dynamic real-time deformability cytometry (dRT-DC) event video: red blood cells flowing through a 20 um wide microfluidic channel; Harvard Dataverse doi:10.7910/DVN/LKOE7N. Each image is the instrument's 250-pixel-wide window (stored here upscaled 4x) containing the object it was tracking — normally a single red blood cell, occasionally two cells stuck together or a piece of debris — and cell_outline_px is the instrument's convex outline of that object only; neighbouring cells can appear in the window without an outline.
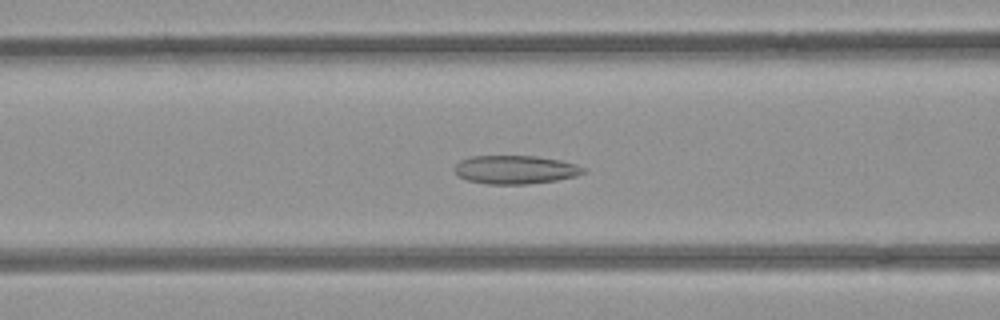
{"species": "common noctule bat (a hibernating species)", "species_latin": "Nyctalus noctula", "temperature_condition": "room temperature", "stored_images_in_passage": 51, "camera_frame_rate_fps": 3000, "um_per_image_px": 0.085, "animal": {"sex": "female", "body_mass_g": 21.9}, "frame": {"image": 1, "passage_image": 20, "time_ms": 6.333, "image_size_px": [1000, 320], "cell_outline_px": [[588, 172], [576, 176], [556, 180], [528, 184], [484, 184], [468, 180], [456, 176], [452, 168], [460, 160], [468, 156], [536, 156], [560, 160], [576, 164], [588, 168]], "centroid_in_image_um": [43.79, 14.42], "position_along_channel_um": 122.8, "area_um2": 21.79}}
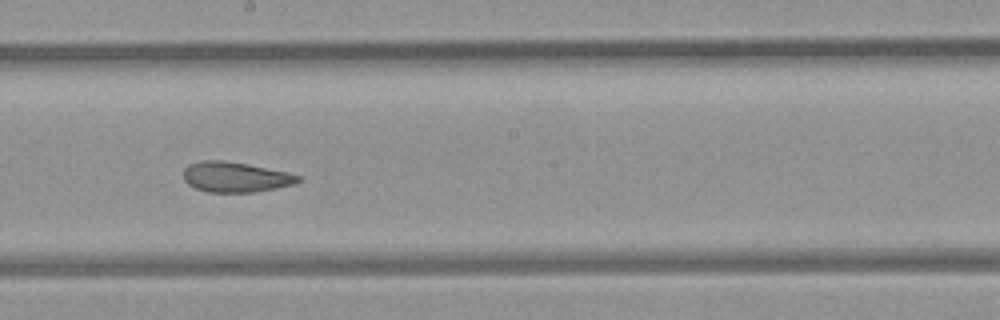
{"frame": {"image": 2, "passage_image": 28, "time_ms": 9.0, "image_size_px": [1000, 320], "cell_outline_px": [[304, 176], [300, 180], [292, 184], [276, 188], [256, 192], [208, 192], [196, 188], [188, 184], [184, 180], [184, 168], [188, 164], [204, 160], [224, 160], [248, 164], [288, 172]], "centroid_in_image_um": [20.02, 15.04], "position_along_channel_um": 228.2, "area_um2": 20.29}}
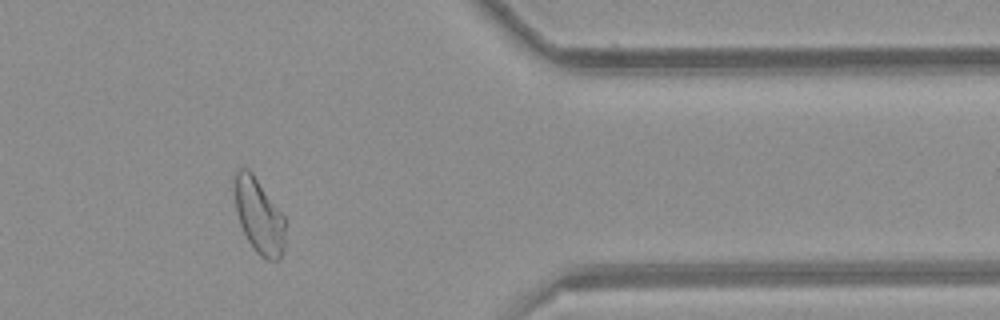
{"frame": {"image": 3, "passage_image": 42, "time_ms": 13.667, "image_size_px": [1000, 320], "cell_outline_px": [[284, 252], [280, 260], [268, 260], [260, 256], [252, 248], [240, 224], [236, 212], [232, 192], [232, 176], [240, 168], [248, 168], [252, 172], [284, 216]], "centroid_in_image_um": [21.96, 18.33], "position_along_channel_um": 389.4, "area_um2": 22.6}, "authors_computed_cell_mechanics": {"area_um2": 22.7732, "velocity_mm_per_s": 3.9445, "shape_relaxation_time_tau1_ms": null, "shape_relaxation_time_tau2_ms": 1.8555, "deformation_change_tau1": null, "deformation_change_tau2": 0.0725}}